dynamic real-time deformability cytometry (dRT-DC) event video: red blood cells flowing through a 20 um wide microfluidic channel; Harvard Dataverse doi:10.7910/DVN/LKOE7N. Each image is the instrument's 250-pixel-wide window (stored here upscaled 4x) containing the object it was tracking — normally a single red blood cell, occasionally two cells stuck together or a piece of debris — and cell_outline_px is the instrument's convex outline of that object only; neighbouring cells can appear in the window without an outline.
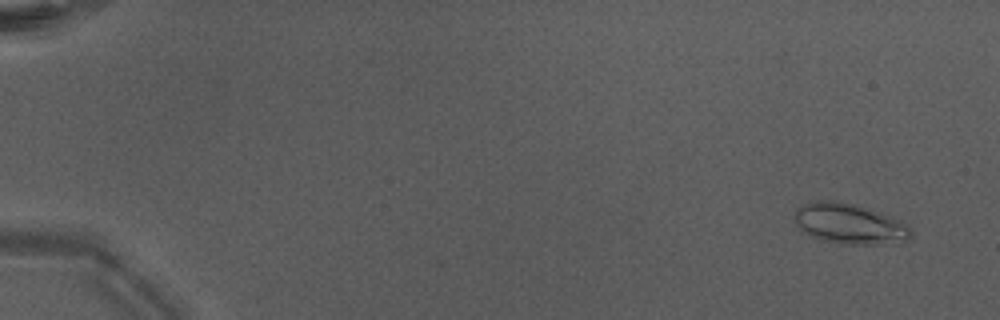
{"species": "Egyptian fruit bat (a non-hibernating species)", "species_latin": "Rousettus aegyptiacus", "temperature_condition": "warm", "stored_images_in_passage": 52, "camera_frame_rate_fps": 3000, "um_per_image_px": 0.085, "animal": {"sex": "male"}, "frame": {"image": 1, "passage_image": 4, "time_ms": 1.0, "image_size_px": [1000, 320], "cell_outline_px": [[912, 232], [908, 240], [880, 244], [840, 244], [820, 240], [812, 236], [800, 228], [796, 224], [796, 212], [804, 204], [820, 200], [832, 200], [852, 204], [880, 212], [892, 216], [908, 224]], "centroid_in_image_um": [72.25, 19.03], "position_along_channel_um": 12.7, "area_um2": 27.11}}
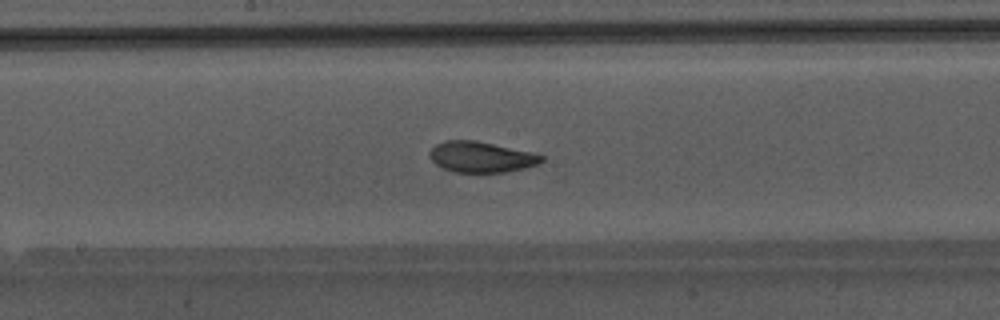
{"frame": {"image": 2, "passage_image": 30, "time_ms": 9.667, "image_size_px": [1000, 320], "cell_outline_px": [[544, 160], [536, 164], [524, 168], [504, 172], [456, 172], [444, 168], [436, 164], [432, 160], [432, 148], [436, 144], [444, 140], [476, 140], [528, 152], [544, 156]], "centroid_in_image_um": [40.89, 13.34], "position_along_channel_um": 207.3, "area_um2": 19.54}}
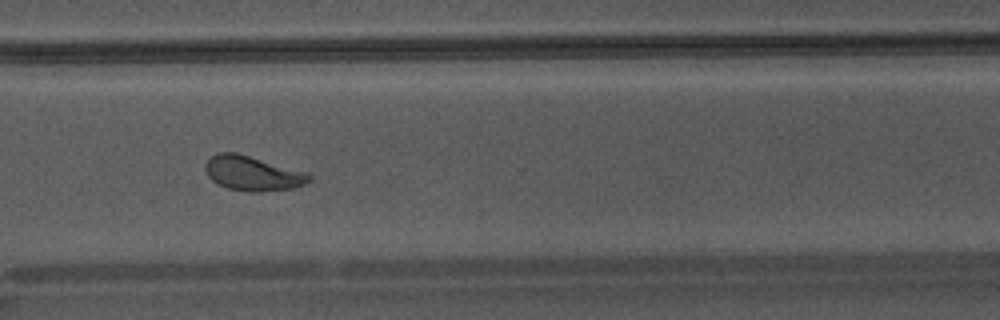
{"frame": {"image": 3, "passage_image": 40, "time_ms": 13.0, "image_size_px": [1000, 320], "cell_outline_px": [[312, 180], [304, 184], [292, 188], [260, 192], [248, 192], [228, 188], [216, 184], [208, 176], [204, 168], [204, 164], [216, 152], [236, 152], [308, 172], [312, 176]], "centroid_in_image_um": [21.47, 14.73], "position_along_channel_um": 349.1, "area_um2": 21.21}, "authors_computed_cell_mechanics": {"area_um2": 20.9236, "velocity_mm_per_s": 4.2641, "shape_relaxation_time_tau1_ms": 3.7067, "shape_relaxation_time_tau2_ms": 0.9005, "deformation_change_tau1": 0.1451, "deformation_change_tau2": 0.0702}}